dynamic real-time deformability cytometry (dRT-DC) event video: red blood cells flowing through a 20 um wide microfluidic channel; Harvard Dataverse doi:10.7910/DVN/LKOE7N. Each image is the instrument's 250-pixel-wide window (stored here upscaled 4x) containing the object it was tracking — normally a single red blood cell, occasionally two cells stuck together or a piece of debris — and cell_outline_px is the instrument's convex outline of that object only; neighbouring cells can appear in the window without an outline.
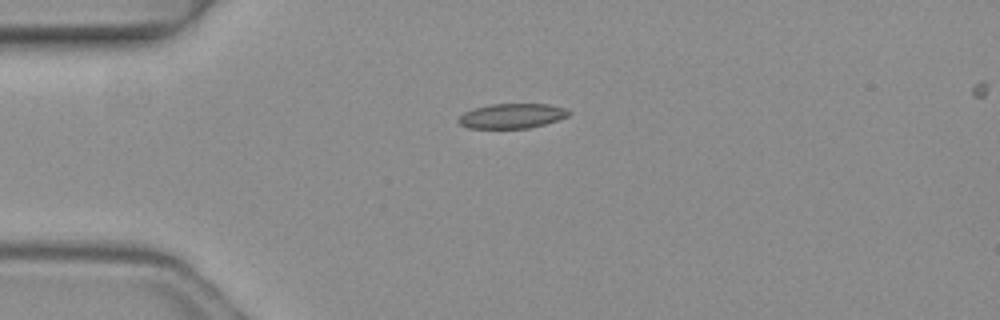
{"species": "common noctule bat (a hibernating species)", "species_latin": "Nyctalus noctula", "temperature_condition": "warm", "stored_images_in_passage": 2, "camera_frame_rate_fps": 3000, "um_per_image_px": 0.085, "animal": {"sex": "female", "body_mass_g": 19.3, "forearm_length_mm": 54.1}, "frame": {"image": 1, "passage_image": 2, "time_ms": 0.333, "image_size_px": [1000, 320], "cell_outline_px": [[572, 112], [568, 116], [544, 124], [528, 128], [468, 128], [460, 124], [456, 120], [464, 112], [472, 108], [492, 104], [548, 104], [568, 108]], "centroid_in_image_um": [43.51, 9.84], "position_along_channel_um": 41.5, "area_um2": 16.01}}